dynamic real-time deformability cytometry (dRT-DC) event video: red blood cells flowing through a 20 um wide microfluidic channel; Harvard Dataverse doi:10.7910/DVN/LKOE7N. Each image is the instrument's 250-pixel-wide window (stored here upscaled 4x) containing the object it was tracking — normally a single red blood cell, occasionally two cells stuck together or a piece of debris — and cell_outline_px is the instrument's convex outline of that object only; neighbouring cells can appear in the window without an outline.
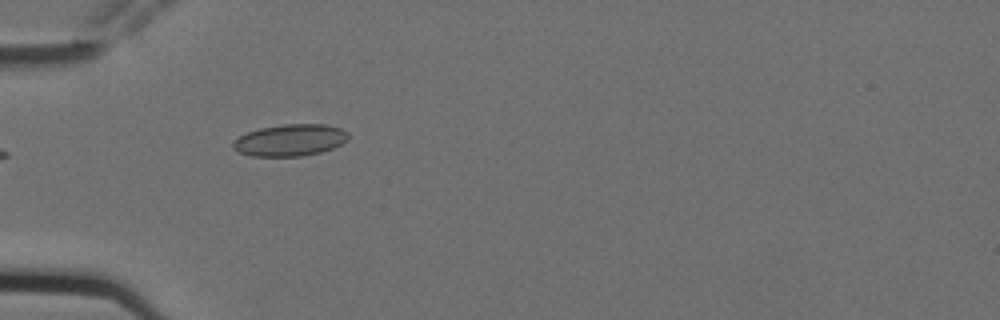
{"species": "Egyptian fruit bat (a non-hibernating species)", "species_latin": "Rousettus aegyptiacus", "temperature_condition": "cold", "stored_images_in_passage": 3, "camera_frame_rate_fps": 3000, "um_per_image_px": 0.085, "animal": {"sex": "female"}, "frame": {"image": 1, "passage_image": 2, "time_ms": 0.333, "image_size_px": [1000, 320], "cell_outline_px": [[348, 140], [332, 148], [320, 152], [300, 156], [252, 156], [240, 152], [232, 148], [232, 140], [248, 132], [260, 128], [284, 124], [324, 124], [340, 128], [348, 132]], "centroid_in_image_um": [24.64, 11.91], "position_along_channel_um": 60.4, "area_um2": 21.27}}